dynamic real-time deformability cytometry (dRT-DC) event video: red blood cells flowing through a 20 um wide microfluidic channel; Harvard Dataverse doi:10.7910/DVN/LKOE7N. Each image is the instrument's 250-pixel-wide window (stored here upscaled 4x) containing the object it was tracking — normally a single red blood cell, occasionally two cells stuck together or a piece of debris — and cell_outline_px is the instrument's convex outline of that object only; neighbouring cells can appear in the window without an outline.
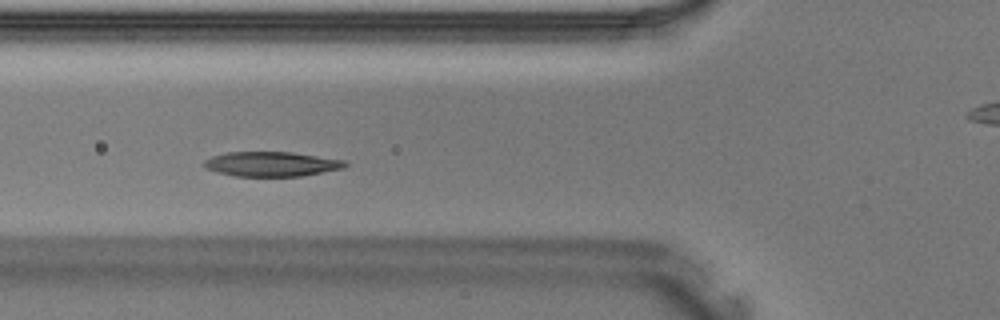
{"species": "Egyptian fruit bat (a non-hibernating species)", "species_latin": "Rousettus aegyptiacus", "temperature_condition": "warm", "stored_images_in_passage": 38, "camera_frame_rate_fps": 3000, "um_per_image_px": 0.085, "animal": {"sex": "male"}, "frame": {"image": 1, "passage_image": 11, "time_ms": 3.333, "image_size_px": [1000, 320], "cell_outline_px": [[348, 164], [344, 168], [300, 176], [236, 176], [220, 172], [208, 168], [200, 164], [204, 160], [212, 156], [228, 152], [292, 152], [344, 160]], "centroid_in_image_um": [23.08, 13.93], "position_along_channel_um": 102.7, "area_um2": 20.11}}
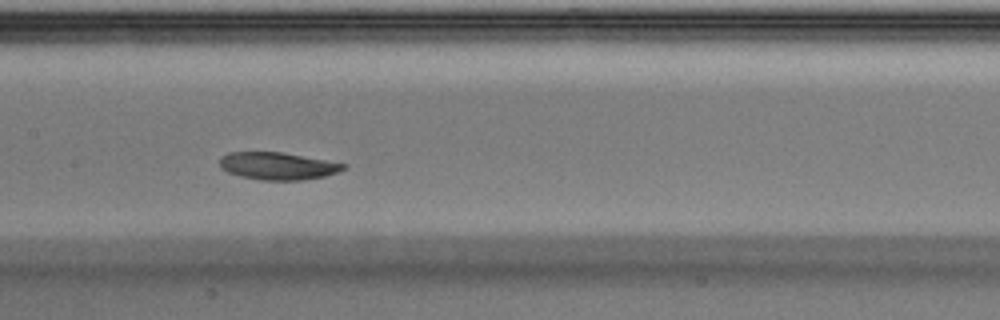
{"frame": {"image": 2, "passage_image": 16, "time_ms": 5.0, "image_size_px": [1000, 320], "cell_outline_px": [[348, 164], [344, 168], [336, 172], [324, 176], [304, 180], [260, 180], [240, 176], [228, 172], [220, 168], [220, 156], [228, 152], [280, 152]], "centroid_in_image_um": [23.56, 14.11], "position_along_channel_um": 183.8, "area_um2": 19.65}}
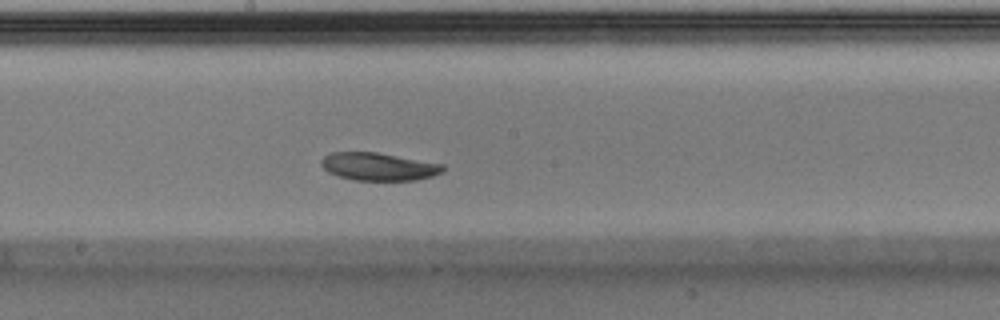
{"frame": {"image": 3, "passage_image": 18, "time_ms": 5.667, "image_size_px": [1000, 320], "cell_outline_px": [[444, 172], [432, 176], [416, 180], [352, 180], [336, 176], [328, 172], [320, 164], [320, 160], [324, 156], [332, 152], [376, 152], [444, 164]], "centroid_in_image_um": [32.16, 14.16], "position_along_channel_um": 216.0, "area_um2": 19.83}}